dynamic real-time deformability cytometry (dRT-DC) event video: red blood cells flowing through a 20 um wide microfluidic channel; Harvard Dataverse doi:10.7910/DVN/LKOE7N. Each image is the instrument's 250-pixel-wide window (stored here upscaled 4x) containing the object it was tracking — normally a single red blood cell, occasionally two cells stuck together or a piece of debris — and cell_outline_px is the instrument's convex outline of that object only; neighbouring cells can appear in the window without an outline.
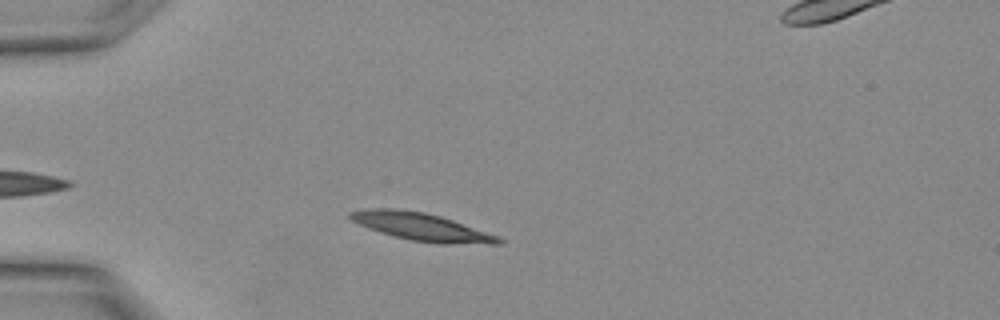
{"species": "Egyptian fruit bat (a non-hibernating species)", "species_latin": "Rousettus aegyptiacus", "temperature_condition": "warm", "stored_images_in_passage": 11, "camera_frame_rate_fps": 3000, "um_per_image_px": 0.085, "animal": {"sex": "female"}, "frame": {"image": 1, "passage_image": 4, "time_ms": 1.0, "image_size_px": [1000, 320], "cell_outline_px": [[504, 244], [440, 244], [412, 240], [380, 232], [368, 228], [352, 220], [348, 216], [348, 212], [376, 208], [396, 208], [424, 212], [440, 216], [452, 220], [496, 236], [504, 240]], "centroid_in_image_um": [35.83, 19.28], "position_along_channel_um": 49.2, "area_um2": 23.58}}
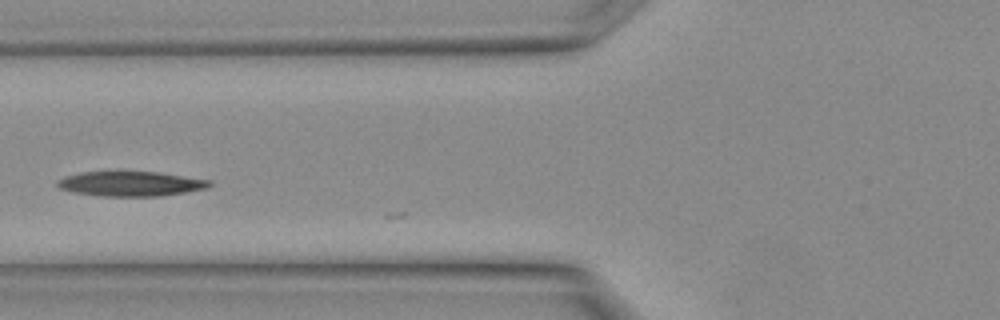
{"frame": {"image": 2, "passage_image": 8, "time_ms": 2.333, "image_size_px": [1000, 320], "cell_outline_px": [[212, 184], [208, 188], [160, 196], [100, 196], [72, 192], [56, 188], [56, 180], [64, 176], [80, 172], [156, 172], [212, 180]], "centroid_in_image_um": [11.05, 15.62], "position_along_channel_um": 114.7, "area_um2": 22.08}}
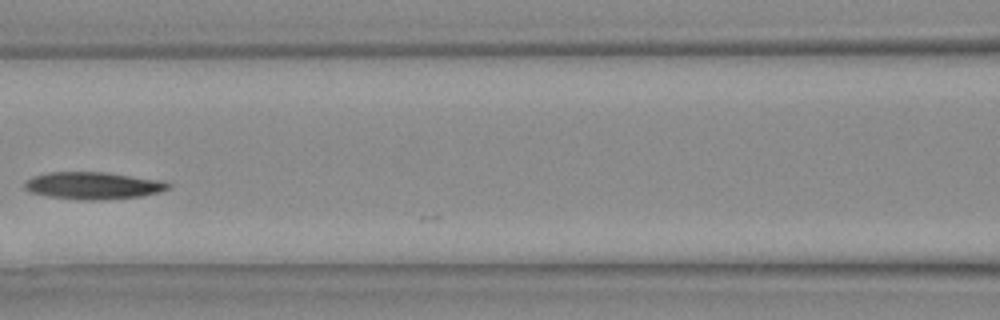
{"frame": {"image": 3, "passage_image": 10, "time_ms": 3.0, "image_size_px": [1000, 320], "cell_outline_px": [[172, 184], [168, 188], [156, 192], [140, 196], [100, 200], [80, 200], [48, 196], [32, 192], [24, 188], [24, 184], [32, 176], [48, 172], [104, 172], [164, 180]], "centroid_in_image_um": [7.91, 15.77], "position_along_channel_um": 158.7, "area_um2": 22.66}}